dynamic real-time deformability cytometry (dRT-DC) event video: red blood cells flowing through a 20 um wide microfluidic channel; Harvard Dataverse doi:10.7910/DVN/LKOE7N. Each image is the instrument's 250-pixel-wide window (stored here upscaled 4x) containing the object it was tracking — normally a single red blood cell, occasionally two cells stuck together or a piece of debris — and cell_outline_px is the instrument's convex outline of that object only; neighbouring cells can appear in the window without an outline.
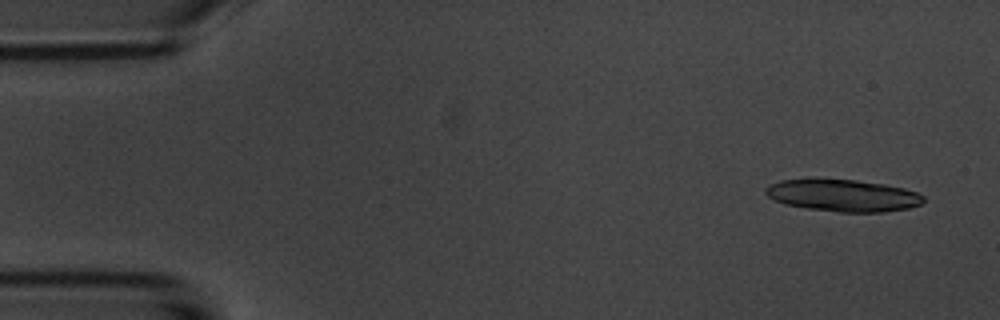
{"species": "common noctule bat (a hibernating species)", "species_latin": "Nyctalus noctula", "temperature_condition": "room temperature", "stored_images_in_passage": 5, "camera_frame_rate_fps": 3000, "um_per_image_px": 0.085, "animal": {"sex": "male", "body_mass_g": 20.1, "forearm_length_mm": 53.5}, "frame": {"image": 1, "passage_image": 1, "time_ms": 0.0, "image_size_px": [1000, 320], "cell_outline_px": [[924, 200], [920, 204], [908, 208], [884, 212], [840, 212], [808, 208], [784, 204], [768, 196], [764, 192], [764, 188], [768, 184], [780, 180], [856, 180], [884, 184], [904, 188], [916, 192], [924, 196]], "centroid_in_image_um": [71.65, 16.62], "position_along_channel_um": 13.3, "area_um2": 29.13}}